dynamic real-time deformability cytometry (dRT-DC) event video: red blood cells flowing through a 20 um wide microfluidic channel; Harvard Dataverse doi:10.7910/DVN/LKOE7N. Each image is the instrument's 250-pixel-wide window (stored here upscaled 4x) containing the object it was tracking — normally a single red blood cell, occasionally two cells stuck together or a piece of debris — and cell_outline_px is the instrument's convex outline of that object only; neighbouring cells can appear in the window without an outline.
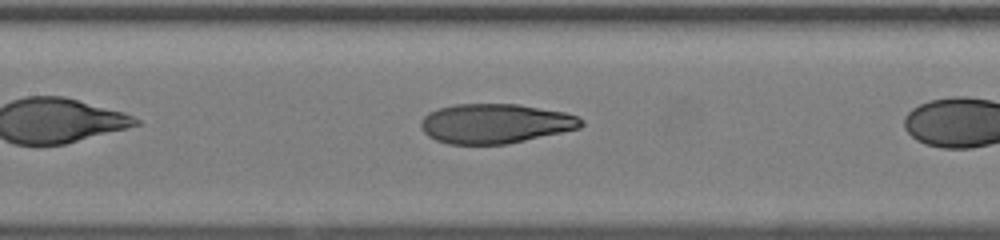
{"species": "human", "species_latin": "Homo sapiens", "temperature_condition": "room temperature", "stored_images_in_passage": 21, "camera_frame_rate_fps": 3000, "um_per_image_px": 0.085, "donor": {"sex": "female"}, "frame": {"image": 1, "passage_image": 7, "time_ms": 2.0, "image_size_px": [1000, 240], "cell_outline_px": [[584, 124], [580, 128], [508, 144], [448, 144], [436, 140], [428, 136], [420, 128], [420, 120], [428, 112], [440, 108], [456, 104], [520, 104], [564, 112], [576, 116], [584, 120]], "centroid_in_image_um": [42.08, 10.5], "position_along_channel_um": 165.3, "area_um2": 37.11}}
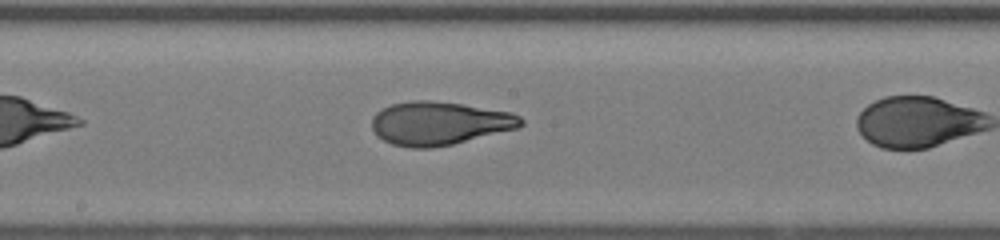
{"frame": {"image": 2, "passage_image": 10, "time_ms": 3.0, "image_size_px": [1000, 240], "cell_outline_px": [[524, 124], [516, 128], [452, 144], [432, 148], [412, 148], [392, 144], [376, 136], [372, 128], [372, 116], [376, 112], [392, 104], [412, 100], [428, 100], [464, 104], [512, 112], [520, 116], [524, 120]], "centroid_in_image_um": [37.33, 10.47], "position_along_channel_um": 210.9, "area_um2": 37.69}}
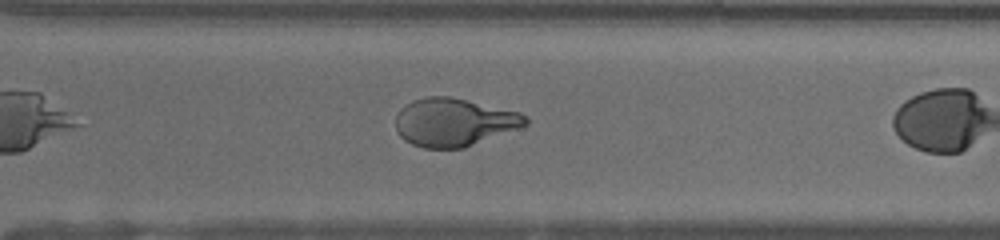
{"frame": {"image": 3, "passage_image": 18, "time_ms": 5.667, "image_size_px": [1000, 240], "cell_outline_px": [[528, 124], [520, 128], [464, 148], [424, 148], [412, 144], [404, 140], [396, 132], [396, 116], [400, 108], [412, 100], [428, 96], [448, 96], [520, 112], [528, 116]], "centroid_in_image_um": [38.58, 10.39], "position_along_channel_um": 332.0, "area_um2": 36.47}}